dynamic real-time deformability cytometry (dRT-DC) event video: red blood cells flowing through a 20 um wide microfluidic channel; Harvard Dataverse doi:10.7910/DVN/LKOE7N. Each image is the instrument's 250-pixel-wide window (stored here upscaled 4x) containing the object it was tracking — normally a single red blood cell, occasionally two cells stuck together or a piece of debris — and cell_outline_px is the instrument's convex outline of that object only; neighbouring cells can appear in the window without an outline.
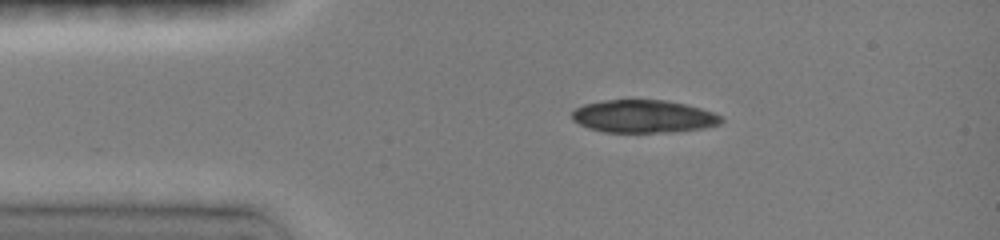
{"species": "common noctule bat (a hibernating species)", "species_latin": "Nyctalus noctula", "temperature_condition": "room temperature", "stored_images_in_passage": 2, "camera_frame_rate_fps": 3000, "um_per_image_px": 0.085, "animal": {"sex": "female", "body_mass_g": 19.0, "forearm_length_mm": 51.5}, "frame": {"image": 1, "passage_image": 1, "time_ms": 0.0, "image_size_px": [1000, 240], "cell_outline_px": [[724, 120], [720, 124], [704, 128], [668, 132], [604, 132], [588, 128], [572, 120], [572, 112], [576, 108], [584, 104], [604, 100], [664, 100], [688, 104], [712, 112], [720, 116]], "centroid_in_image_um": [54.69, 9.89], "position_along_channel_um": 30.3, "area_um2": 28.5}}